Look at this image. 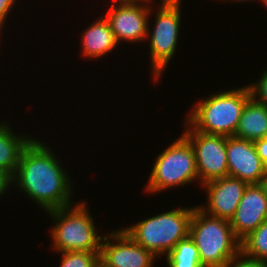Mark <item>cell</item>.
Segmentation results:
<instances>
[{"instance_id":"cell-1","label":"cell","mask_w":267,"mask_h":267,"mask_svg":"<svg viewBox=\"0 0 267 267\" xmlns=\"http://www.w3.org/2000/svg\"><path fill=\"white\" fill-rule=\"evenodd\" d=\"M49 148L32 139L22 151L11 178L12 184L16 181L18 187L44 211L71 206L70 195L73 193L67 172Z\"/></svg>"},{"instance_id":"cell-2","label":"cell","mask_w":267,"mask_h":267,"mask_svg":"<svg viewBox=\"0 0 267 267\" xmlns=\"http://www.w3.org/2000/svg\"><path fill=\"white\" fill-rule=\"evenodd\" d=\"M189 237L198 249L203 267H225L241 253V241L230 221L209 216L198 206L192 213Z\"/></svg>"},{"instance_id":"cell-3","label":"cell","mask_w":267,"mask_h":267,"mask_svg":"<svg viewBox=\"0 0 267 267\" xmlns=\"http://www.w3.org/2000/svg\"><path fill=\"white\" fill-rule=\"evenodd\" d=\"M251 97L249 86L210 95L194 106L186 121L210 135L234 136L244 106Z\"/></svg>"},{"instance_id":"cell-4","label":"cell","mask_w":267,"mask_h":267,"mask_svg":"<svg viewBox=\"0 0 267 267\" xmlns=\"http://www.w3.org/2000/svg\"><path fill=\"white\" fill-rule=\"evenodd\" d=\"M195 207L173 209L123 229L139 245L155 256L167 255L178 241L189 236Z\"/></svg>"},{"instance_id":"cell-5","label":"cell","mask_w":267,"mask_h":267,"mask_svg":"<svg viewBox=\"0 0 267 267\" xmlns=\"http://www.w3.org/2000/svg\"><path fill=\"white\" fill-rule=\"evenodd\" d=\"M85 203L47 211L55 220L51 236L56 251H86L100 253L102 239Z\"/></svg>"},{"instance_id":"cell-6","label":"cell","mask_w":267,"mask_h":267,"mask_svg":"<svg viewBox=\"0 0 267 267\" xmlns=\"http://www.w3.org/2000/svg\"><path fill=\"white\" fill-rule=\"evenodd\" d=\"M198 178L194 150L183 136L157 157L146 186L150 193L183 186Z\"/></svg>"},{"instance_id":"cell-7","label":"cell","mask_w":267,"mask_h":267,"mask_svg":"<svg viewBox=\"0 0 267 267\" xmlns=\"http://www.w3.org/2000/svg\"><path fill=\"white\" fill-rule=\"evenodd\" d=\"M180 0H162L150 36V59L157 81L175 54L178 42L181 12Z\"/></svg>"},{"instance_id":"cell-8","label":"cell","mask_w":267,"mask_h":267,"mask_svg":"<svg viewBox=\"0 0 267 267\" xmlns=\"http://www.w3.org/2000/svg\"><path fill=\"white\" fill-rule=\"evenodd\" d=\"M186 123L190 129L187 128L182 135L194 150L200 182L204 184L228 176L227 136L205 134L196 131L188 122Z\"/></svg>"},{"instance_id":"cell-9","label":"cell","mask_w":267,"mask_h":267,"mask_svg":"<svg viewBox=\"0 0 267 267\" xmlns=\"http://www.w3.org/2000/svg\"><path fill=\"white\" fill-rule=\"evenodd\" d=\"M150 11L147 3H118L117 6L112 3L105 18L117 43L122 41L135 43L146 39L150 35L148 28Z\"/></svg>"},{"instance_id":"cell-10","label":"cell","mask_w":267,"mask_h":267,"mask_svg":"<svg viewBox=\"0 0 267 267\" xmlns=\"http://www.w3.org/2000/svg\"><path fill=\"white\" fill-rule=\"evenodd\" d=\"M228 176L248 184L263 183L267 167L258 156L254 142L235 136L227 137Z\"/></svg>"},{"instance_id":"cell-11","label":"cell","mask_w":267,"mask_h":267,"mask_svg":"<svg viewBox=\"0 0 267 267\" xmlns=\"http://www.w3.org/2000/svg\"><path fill=\"white\" fill-rule=\"evenodd\" d=\"M113 239L115 244L109 241ZM100 258L111 267H152L156 256L137 244L123 229L103 237Z\"/></svg>"},{"instance_id":"cell-12","label":"cell","mask_w":267,"mask_h":267,"mask_svg":"<svg viewBox=\"0 0 267 267\" xmlns=\"http://www.w3.org/2000/svg\"><path fill=\"white\" fill-rule=\"evenodd\" d=\"M206 188L207 207L198 206L212 217L230 221L239 205V202L248 186V183L231 176L217 178L203 184Z\"/></svg>"},{"instance_id":"cell-13","label":"cell","mask_w":267,"mask_h":267,"mask_svg":"<svg viewBox=\"0 0 267 267\" xmlns=\"http://www.w3.org/2000/svg\"><path fill=\"white\" fill-rule=\"evenodd\" d=\"M267 219V191L263 183L248 184L233 218L235 236L242 241Z\"/></svg>"},{"instance_id":"cell-14","label":"cell","mask_w":267,"mask_h":267,"mask_svg":"<svg viewBox=\"0 0 267 267\" xmlns=\"http://www.w3.org/2000/svg\"><path fill=\"white\" fill-rule=\"evenodd\" d=\"M234 136L253 142L267 138V105L251 96L244 106Z\"/></svg>"},{"instance_id":"cell-15","label":"cell","mask_w":267,"mask_h":267,"mask_svg":"<svg viewBox=\"0 0 267 267\" xmlns=\"http://www.w3.org/2000/svg\"><path fill=\"white\" fill-rule=\"evenodd\" d=\"M83 56L98 58L112 51L118 44L108 20L99 18L82 34Z\"/></svg>"},{"instance_id":"cell-16","label":"cell","mask_w":267,"mask_h":267,"mask_svg":"<svg viewBox=\"0 0 267 267\" xmlns=\"http://www.w3.org/2000/svg\"><path fill=\"white\" fill-rule=\"evenodd\" d=\"M6 123H0V171L12 178L22 151L32 139L15 135Z\"/></svg>"},{"instance_id":"cell-17","label":"cell","mask_w":267,"mask_h":267,"mask_svg":"<svg viewBox=\"0 0 267 267\" xmlns=\"http://www.w3.org/2000/svg\"><path fill=\"white\" fill-rule=\"evenodd\" d=\"M166 260L169 267H203L198 249L189 236L177 242L166 255Z\"/></svg>"},{"instance_id":"cell-18","label":"cell","mask_w":267,"mask_h":267,"mask_svg":"<svg viewBox=\"0 0 267 267\" xmlns=\"http://www.w3.org/2000/svg\"><path fill=\"white\" fill-rule=\"evenodd\" d=\"M241 252L248 258L267 262V219L241 241Z\"/></svg>"},{"instance_id":"cell-19","label":"cell","mask_w":267,"mask_h":267,"mask_svg":"<svg viewBox=\"0 0 267 267\" xmlns=\"http://www.w3.org/2000/svg\"><path fill=\"white\" fill-rule=\"evenodd\" d=\"M61 254L60 267H94L100 257V253L86 251H66Z\"/></svg>"},{"instance_id":"cell-20","label":"cell","mask_w":267,"mask_h":267,"mask_svg":"<svg viewBox=\"0 0 267 267\" xmlns=\"http://www.w3.org/2000/svg\"><path fill=\"white\" fill-rule=\"evenodd\" d=\"M251 96L258 102L267 105V70L262 74L258 83L249 85ZM259 98H258V97ZM258 98V99H256Z\"/></svg>"},{"instance_id":"cell-21","label":"cell","mask_w":267,"mask_h":267,"mask_svg":"<svg viewBox=\"0 0 267 267\" xmlns=\"http://www.w3.org/2000/svg\"><path fill=\"white\" fill-rule=\"evenodd\" d=\"M225 267H267V262L248 258L241 252Z\"/></svg>"},{"instance_id":"cell-22","label":"cell","mask_w":267,"mask_h":267,"mask_svg":"<svg viewBox=\"0 0 267 267\" xmlns=\"http://www.w3.org/2000/svg\"><path fill=\"white\" fill-rule=\"evenodd\" d=\"M15 1L16 0H0V31Z\"/></svg>"},{"instance_id":"cell-23","label":"cell","mask_w":267,"mask_h":267,"mask_svg":"<svg viewBox=\"0 0 267 267\" xmlns=\"http://www.w3.org/2000/svg\"><path fill=\"white\" fill-rule=\"evenodd\" d=\"M254 145L258 156L261 158V161L267 167V138L254 141Z\"/></svg>"},{"instance_id":"cell-24","label":"cell","mask_w":267,"mask_h":267,"mask_svg":"<svg viewBox=\"0 0 267 267\" xmlns=\"http://www.w3.org/2000/svg\"><path fill=\"white\" fill-rule=\"evenodd\" d=\"M12 184L11 177L0 171V196L6 191L8 186Z\"/></svg>"},{"instance_id":"cell-25","label":"cell","mask_w":267,"mask_h":267,"mask_svg":"<svg viewBox=\"0 0 267 267\" xmlns=\"http://www.w3.org/2000/svg\"><path fill=\"white\" fill-rule=\"evenodd\" d=\"M114 1L116 2L117 0ZM147 1L150 2L151 0H118L119 3H140V2L144 3Z\"/></svg>"},{"instance_id":"cell-26","label":"cell","mask_w":267,"mask_h":267,"mask_svg":"<svg viewBox=\"0 0 267 267\" xmlns=\"http://www.w3.org/2000/svg\"><path fill=\"white\" fill-rule=\"evenodd\" d=\"M94 267H111V266H109L106 262H104V261L99 257V259L96 261Z\"/></svg>"},{"instance_id":"cell-27","label":"cell","mask_w":267,"mask_h":267,"mask_svg":"<svg viewBox=\"0 0 267 267\" xmlns=\"http://www.w3.org/2000/svg\"><path fill=\"white\" fill-rule=\"evenodd\" d=\"M263 184H264L266 191H267V177L263 180Z\"/></svg>"},{"instance_id":"cell-28","label":"cell","mask_w":267,"mask_h":267,"mask_svg":"<svg viewBox=\"0 0 267 267\" xmlns=\"http://www.w3.org/2000/svg\"><path fill=\"white\" fill-rule=\"evenodd\" d=\"M259 1H262L261 3H263L265 7H267V0H259Z\"/></svg>"},{"instance_id":"cell-29","label":"cell","mask_w":267,"mask_h":267,"mask_svg":"<svg viewBox=\"0 0 267 267\" xmlns=\"http://www.w3.org/2000/svg\"><path fill=\"white\" fill-rule=\"evenodd\" d=\"M231 1V0H230ZM232 1H240V2H242V1H250V0H232ZM255 1V0H254Z\"/></svg>"}]
</instances>
